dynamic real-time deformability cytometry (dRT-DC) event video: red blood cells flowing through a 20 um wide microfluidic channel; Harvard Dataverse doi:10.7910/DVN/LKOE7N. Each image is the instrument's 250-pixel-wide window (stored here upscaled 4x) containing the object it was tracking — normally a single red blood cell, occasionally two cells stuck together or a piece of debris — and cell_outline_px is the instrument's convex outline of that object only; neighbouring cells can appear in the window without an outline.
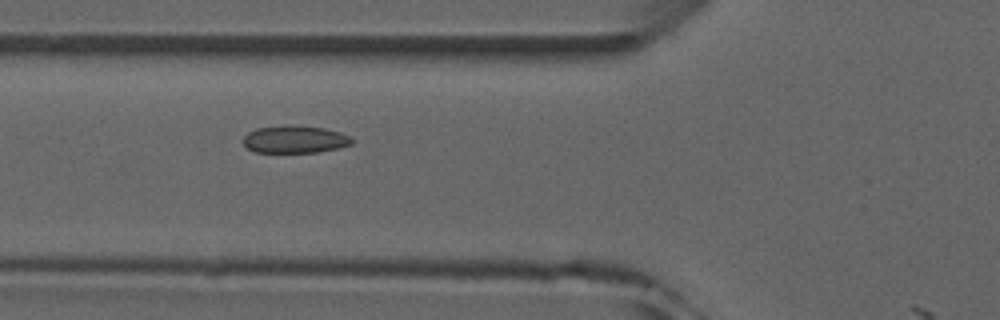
{"species": "common noctule bat (a hibernating species)", "species_latin": "Nyctalus noctula", "temperature_condition": "room temperature", "stored_images_in_passage": 8, "camera_frame_rate_fps": 3000, "um_per_image_px": 0.085, "animal": {"sex": "male", "forearm_length_mm": 52.5}, "frame": {"image": 1, "passage_image": 6, "time_ms": 5.667, "image_size_px": [1000, 320], "cell_outline_px": [[356, 140], [352, 144], [340, 148], [316, 152], [256, 152], [248, 148], [244, 144], [244, 136], [248, 132], [256, 128], [288, 124], [324, 128], [340, 132], [352, 136]], "centroid_in_image_um": [25.12, 11.83], "position_along_channel_um": 100.7, "area_um2": 17.63}}
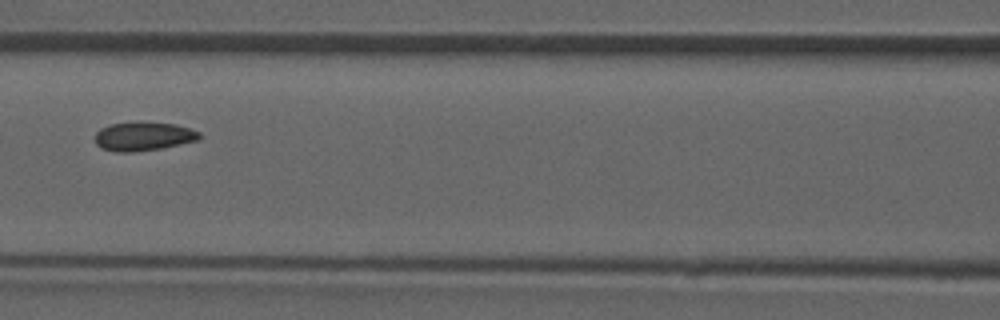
{"frame": {"image": 2, "passage_image": 7, "time_ms": 7.0, "image_size_px": [1000, 320], "cell_outline_px": [[200, 136], [196, 140], [180, 144], [160, 148], [132, 152], [116, 152], [100, 148], [96, 144], [96, 132], [100, 128], [112, 124], [140, 120], [176, 124], [200, 132]], "centroid_in_image_um": [12.15, 11.56], "position_along_channel_um": 154.4, "area_um2": 17.69}}